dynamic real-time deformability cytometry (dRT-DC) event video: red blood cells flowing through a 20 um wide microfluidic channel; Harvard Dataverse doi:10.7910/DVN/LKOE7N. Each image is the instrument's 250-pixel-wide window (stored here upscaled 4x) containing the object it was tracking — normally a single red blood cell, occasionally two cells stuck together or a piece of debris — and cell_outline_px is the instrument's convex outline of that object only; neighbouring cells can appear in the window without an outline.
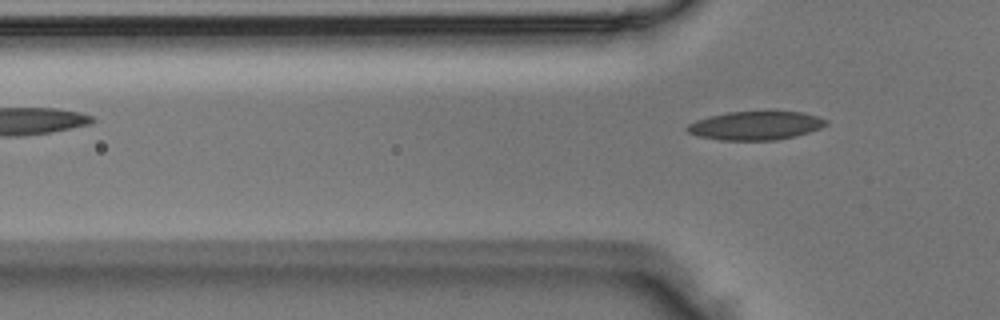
{"species": "Egyptian fruit bat (a non-hibernating species)", "species_latin": "Rousettus aegyptiacus", "temperature_condition": "room temperature", "stored_images_in_passage": 5, "camera_frame_rate_fps": 3000, "um_per_image_px": 0.085, "animal": {"sex": "male"}, "frame": {"image": 1, "passage_image": 5, "time_ms": 1.333, "image_size_px": [1000, 320], "cell_outline_px": [[828, 124], [820, 128], [796, 136], [776, 140], [720, 140], [696, 136], [688, 132], [684, 128], [688, 124], [696, 120], [708, 116], [728, 112], [800, 112], [816, 116], [828, 120]], "centroid_in_image_um": [64.18, 10.68], "position_along_channel_um": 61.6, "area_um2": 23.12}}